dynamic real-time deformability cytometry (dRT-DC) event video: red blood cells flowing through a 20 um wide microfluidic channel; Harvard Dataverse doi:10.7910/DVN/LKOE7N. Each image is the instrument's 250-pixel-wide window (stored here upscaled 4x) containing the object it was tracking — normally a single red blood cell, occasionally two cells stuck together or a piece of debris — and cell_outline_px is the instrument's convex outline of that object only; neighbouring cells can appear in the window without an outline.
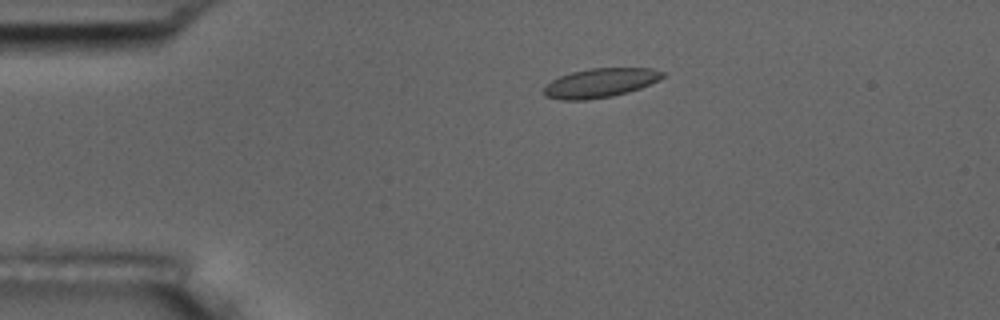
{"species": "common noctule bat (a hibernating species)", "species_latin": "Nyctalus noctula", "temperature_condition": "room temperature", "stored_images_in_passage": 4, "camera_frame_rate_fps": 3000, "um_per_image_px": 0.085, "animal": {"sex": "male", "body_mass_g": 17.5, "forearm_length_mm": 52.3}, "frame": {"image": 1, "passage_image": 2, "time_ms": 1.0, "image_size_px": [1000, 320], "cell_outline_px": [[664, 76], [660, 80], [640, 88], [628, 92], [612, 96], [588, 100], [560, 100], [544, 96], [544, 88], [552, 80], [560, 76], [572, 72], [588, 68], [652, 68], [664, 72]], "centroid_in_image_um": [51.03, 7.05], "position_along_channel_um": 34.0, "area_um2": 20.23}}
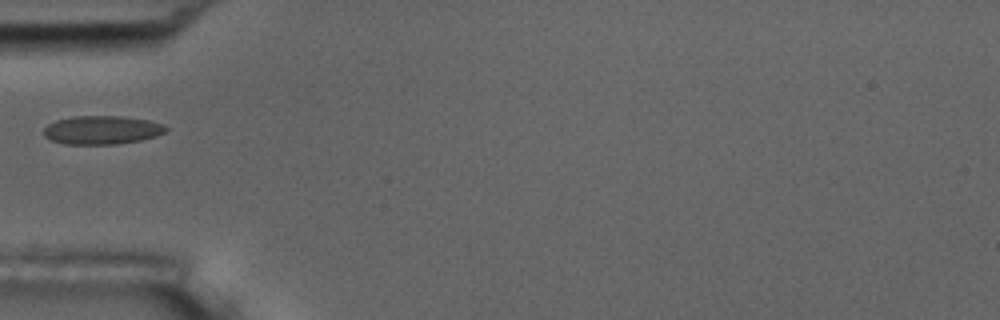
{"frame": {"image": 2, "passage_image": 4, "time_ms": 3.333, "image_size_px": [1000, 320], "cell_outline_px": [[168, 128], [164, 132], [156, 136], [140, 140], [116, 144], [64, 144], [52, 140], [44, 136], [44, 128], [48, 124], [56, 120], [72, 116], [120, 116], [148, 120], [164, 124]], "centroid_in_image_um": [8.65, 11.04], "position_along_channel_um": 76.3, "area_um2": 20.29}}